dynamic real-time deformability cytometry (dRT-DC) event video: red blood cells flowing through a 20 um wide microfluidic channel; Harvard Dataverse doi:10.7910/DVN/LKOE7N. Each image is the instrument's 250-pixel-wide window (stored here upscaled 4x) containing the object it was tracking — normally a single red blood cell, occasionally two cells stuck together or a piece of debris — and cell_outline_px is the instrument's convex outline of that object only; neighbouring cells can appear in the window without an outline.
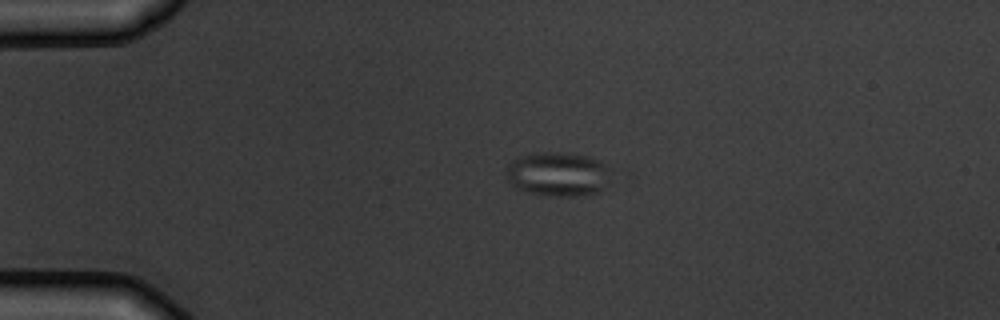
{"species": "common noctule bat (a hibernating species)", "species_latin": "Nyctalus noctula", "temperature_condition": "warm", "stored_images_in_passage": 4, "camera_frame_rate_fps": 3000, "um_per_image_px": 0.085, "animal": {"sex": "male", "body_mass_g": 19.5, "forearm_length_mm": 54.6}, "frame": {"image": 1, "passage_image": 3, "time_ms": 2.0, "image_size_px": [1000, 320], "cell_outline_px": [[616, 172], [604, 188], [600, 192], [588, 196], [548, 196], [528, 192], [516, 188], [508, 180], [504, 172], [508, 164], [512, 160], [520, 156], [540, 152], [564, 152], [588, 156], [600, 160], [612, 168]], "centroid_in_image_um": [47.51, 14.81], "position_along_channel_um": 37.5, "area_um2": 27.98}}